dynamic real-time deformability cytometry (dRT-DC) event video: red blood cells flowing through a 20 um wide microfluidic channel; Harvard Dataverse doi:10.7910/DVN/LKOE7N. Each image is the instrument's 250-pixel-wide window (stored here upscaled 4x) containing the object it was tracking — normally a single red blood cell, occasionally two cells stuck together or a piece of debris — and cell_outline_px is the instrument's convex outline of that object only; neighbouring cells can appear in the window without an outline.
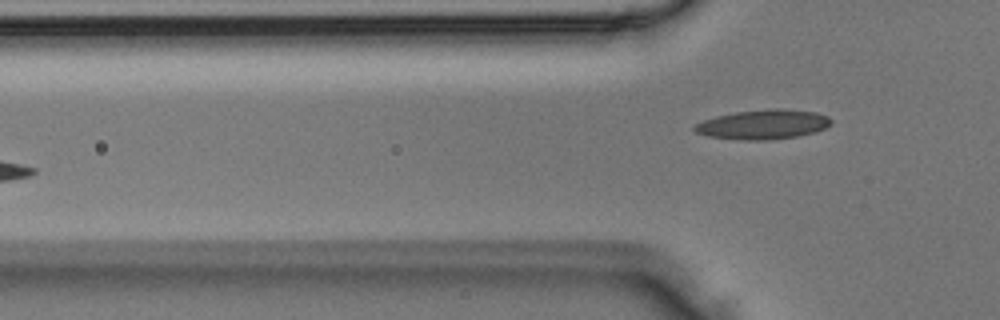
{"species": "Egyptian fruit bat (a non-hibernating species)", "species_latin": "Rousettus aegyptiacus", "temperature_condition": "room temperature", "stored_images_in_passage": 4, "camera_frame_rate_fps": 3000, "um_per_image_px": 0.085, "animal": {"sex": "male"}, "frame": {"image": 1, "passage_image": 4, "time_ms": 1.0, "image_size_px": [1000, 320], "cell_outline_px": [[832, 124], [816, 132], [796, 136], [768, 140], [740, 140], [708, 136], [696, 132], [692, 128], [696, 124], [704, 120], [716, 116], [736, 112], [776, 108], [780, 108], [816, 112], [828, 116], [832, 120]], "centroid_in_image_um": [64.89, 10.58], "position_along_channel_um": 60.9, "area_um2": 23.47}}